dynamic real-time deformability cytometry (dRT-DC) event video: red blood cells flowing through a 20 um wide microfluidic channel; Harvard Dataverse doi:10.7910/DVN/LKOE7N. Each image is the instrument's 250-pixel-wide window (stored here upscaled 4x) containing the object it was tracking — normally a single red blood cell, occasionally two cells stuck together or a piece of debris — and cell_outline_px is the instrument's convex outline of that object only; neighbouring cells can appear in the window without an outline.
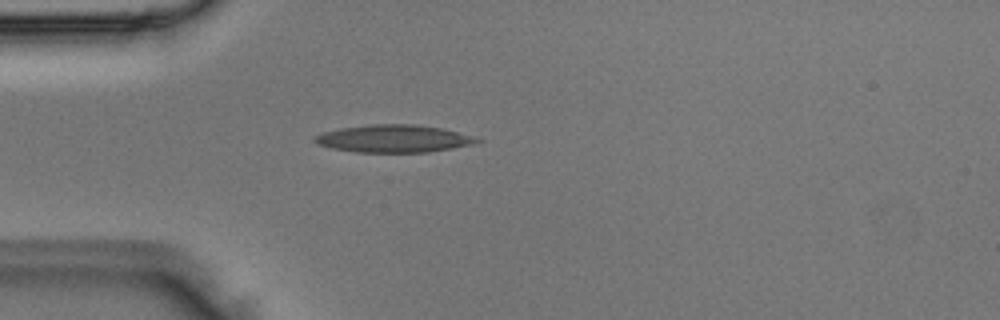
{"species": "Egyptian fruit bat (a non-hibernating species)", "species_latin": "Rousettus aegyptiacus", "temperature_condition": "room temperature", "stored_images_in_passage": 1, "camera_frame_rate_fps": 3000, "um_per_image_px": 0.085, "animal": {"sex": "male"}, "frame": {"image": 1, "passage_image": 1, "time_ms": 0.0, "image_size_px": [1000, 320], "cell_outline_px": [[484, 140], [472, 144], [452, 148], [428, 152], [356, 152], [332, 148], [320, 144], [312, 140], [312, 136], [320, 132], [340, 128], [372, 124], [416, 124], [440, 128], [476, 136]], "centroid_in_image_um": [33.45, 11.77], "position_along_channel_um": 51.5, "area_um2": 26.13}}